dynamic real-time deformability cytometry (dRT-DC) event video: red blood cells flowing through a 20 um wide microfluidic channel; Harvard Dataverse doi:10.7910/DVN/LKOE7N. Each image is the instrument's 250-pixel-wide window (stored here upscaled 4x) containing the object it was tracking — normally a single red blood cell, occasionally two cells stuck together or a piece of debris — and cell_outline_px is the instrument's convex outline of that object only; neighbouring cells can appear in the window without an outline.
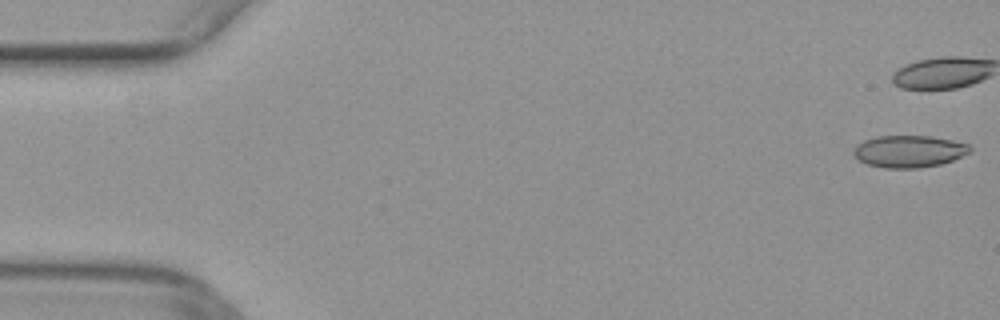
{"species": "common noctule bat (a hibernating species)", "species_latin": "Nyctalus noctula", "temperature_condition": "warm", "stored_images_in_passage": 39, "camera_frame_rate_fps": 3000, "um_per_image_px": 0.085, "animal": {"sex": "female", "body_mass_g": 29.2, "forearm_length_mm": 56.3}, "frame": {"image": 1, "passage_image": 1, "time_ms": 0.0, "image_size_px": [1000, 320], "cell_outline_px": [[972, 152], [952, 160], [940, 164], [920, 168], [884, 168], [868, 164], [860, 160], [852, 152], [856, 144], [864, 140], [876, 136], [932, 136], [952, 140], [968, 144], [972, 148]], "centroid_in_image_um": [77.28, 12.86], "position_along_channel_um": 7.7, "area_um2": 21.79}}